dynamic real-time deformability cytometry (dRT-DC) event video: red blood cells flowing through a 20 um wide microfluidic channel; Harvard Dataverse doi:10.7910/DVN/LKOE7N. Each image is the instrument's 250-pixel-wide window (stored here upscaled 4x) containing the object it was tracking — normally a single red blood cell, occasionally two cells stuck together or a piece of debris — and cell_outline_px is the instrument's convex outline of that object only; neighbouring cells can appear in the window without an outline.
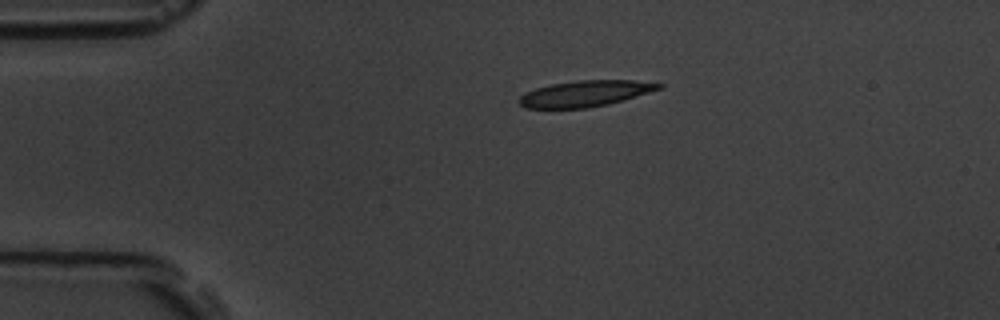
{"species": "common noctule bat (a hibernating species)", "species_latin": "Nyctalus noctula", "temperature_condition": "room temperature", "stored_images_in_passage": 3, "camera_frame_rate_fps": 3000, "um_per_image_px": 0.085, "animal": {"sex": "male", "body_mass_g": 19.5, "forearm_length_mm": 54.6}, "frame": {"image": 1, "passage_image": 1, "time_ms": 0.0, "image_size_px": [1000, 320], "cell_outline_px": [[664, 84], [660, 88], [624, 100], [608, 104], [584, 108], [524, 108], [516, 100], [520, 96], [536, 88], [552, 84], [576, 80], [632, 80]], "centroid_in_image_um": [49.7, 7.95], "position_along_channel_um": 35.3, "area_um2": 20.98}}
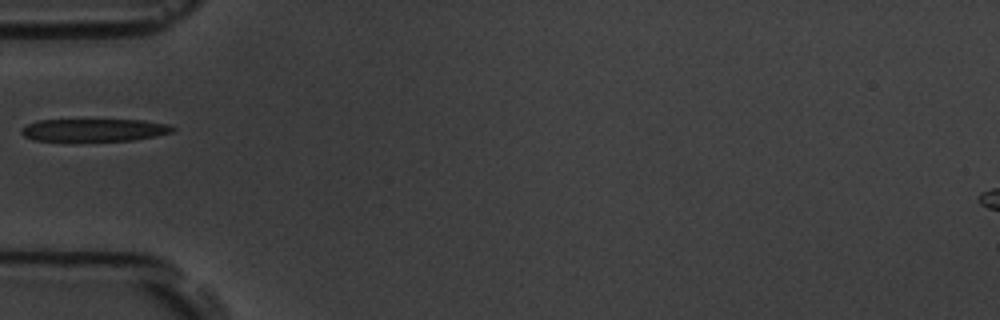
{"frame": {"image": 2, "passage_image": 3, "time_ms": 2.333, "image_size_px": [1000, 320], "cell_outline_px": [[176, 128], [172, 132], [156, 136], [132, 140], [32, 140], [24, 136], [20, 132], [20, 128], [36, 120], [144, 120], [168, 124]], "centroid_in_image_um": [7.99, 11.04], "position_along_channel_um": 77.0, "area_um2": 19.77}}